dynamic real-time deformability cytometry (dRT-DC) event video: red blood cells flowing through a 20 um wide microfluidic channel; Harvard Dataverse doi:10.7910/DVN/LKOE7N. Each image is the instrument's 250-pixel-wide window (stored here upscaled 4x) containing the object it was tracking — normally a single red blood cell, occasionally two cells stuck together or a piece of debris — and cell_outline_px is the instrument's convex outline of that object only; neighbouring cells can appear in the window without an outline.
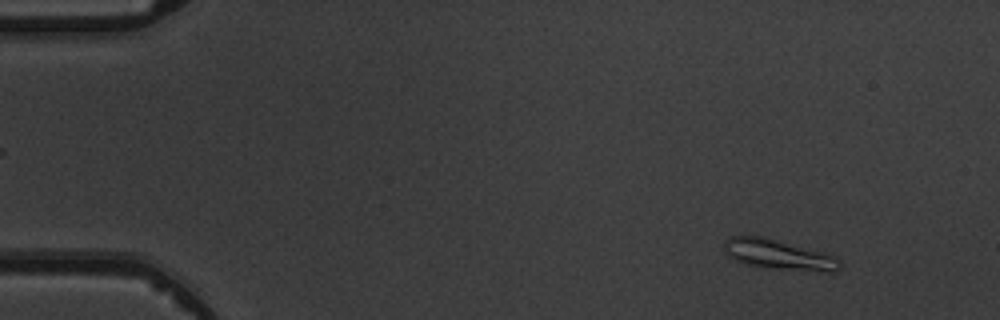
{"species": "common noctule bat (a hibernating species)", "species_latin": "Nyctalus noctula", "temperature_condition": "warm", "stored_images_in_passage": 3, "camera_frame_rate_fps": 3000, "um_per_image_px": 0.085, "animal": {"sex": "male", "body_mass_g": 19.5, "forearm_length_mm": 54.6}, "frame": {"image": 1, "passage_image": 1, "time_ms": 0.0, "image_size_px": [1000, 320], "cell_outline_px": [[840, 268], [836, 272], [828, 272], [768, 268], [744, 264], [728, 256], [724, 248], [724, 240], [728, 236], [768, 236], [824, 252], [836, 256], [840, 260]], "centroid_in_image_um": [66.2, 21.63], "position_along_channel_um": 18.8, "area_um2": 20.75}}